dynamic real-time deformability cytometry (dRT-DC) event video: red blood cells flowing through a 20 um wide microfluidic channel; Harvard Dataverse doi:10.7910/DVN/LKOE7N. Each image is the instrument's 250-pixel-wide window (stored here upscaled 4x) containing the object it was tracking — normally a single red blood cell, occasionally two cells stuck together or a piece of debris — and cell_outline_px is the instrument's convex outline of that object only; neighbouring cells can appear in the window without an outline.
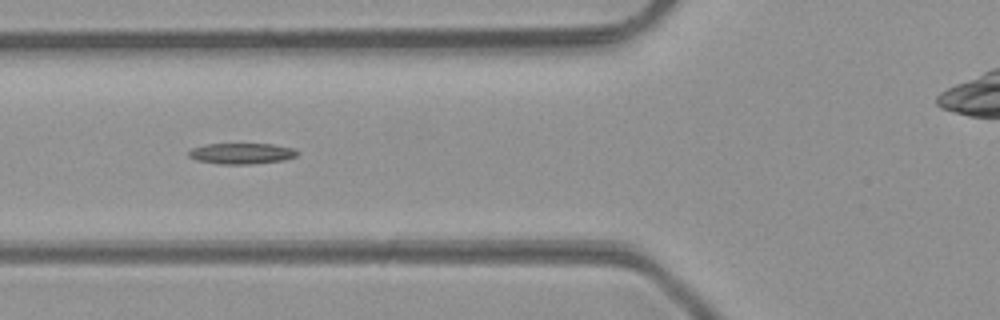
{"species": "common noctule bat (a hibernating species)", "species_latin": "Nyctalus noctula", "temperature_condition": "room temperature", "stored_images_in_passage": 37, "camera_frame_rate_fps": 3000, "um_per_image_px": 0.085, "animal": {"sex": "male", "body_mass_g": 23.1, "forearm_length_mm": 52.7}, "frame": {"image": 1, "passage_image": 6, "time_ms": 1.667, "image_size_px": [1000, 320], "cell_outline_px": [[296, 156], [284, 160], [252, 164], [220, 164], [196, 160], [188, 156], [188, 152], [192, 148], [204, 144], [272, 144], [296, 148]], "centroid_in_image_um": [20.52, 13.04], "position_along_channel_um": 105.3, "area_um2": 13.24}}
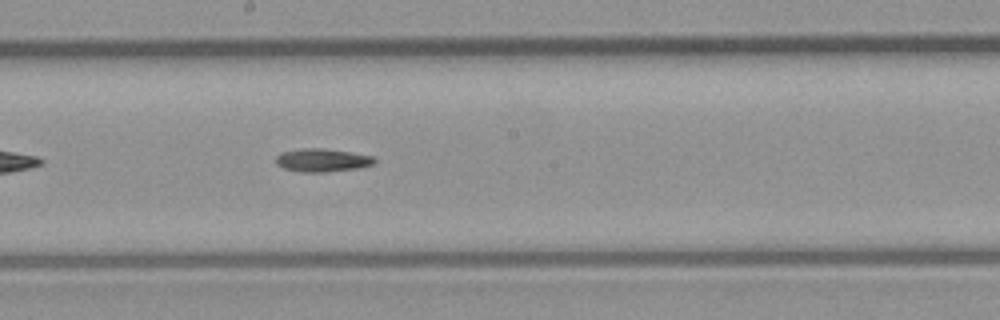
{"frame": {"image": 2, "passage_image": 14, "time_ms": 4.333, "image_size_px": [1000, 320], "cell_outline_px": [[376, 160], [372, 164], [356, 168], [324, 172], [300, 172], [284, 168], [276, 164], [276, 156], [280, 152], [300, 148], [320, 148], [352, 152], [372, 156]], "centroid_in_image_um": [27.33, 13.6], "position_along_channel_um": 220.9, "area_um2": 13.24}}
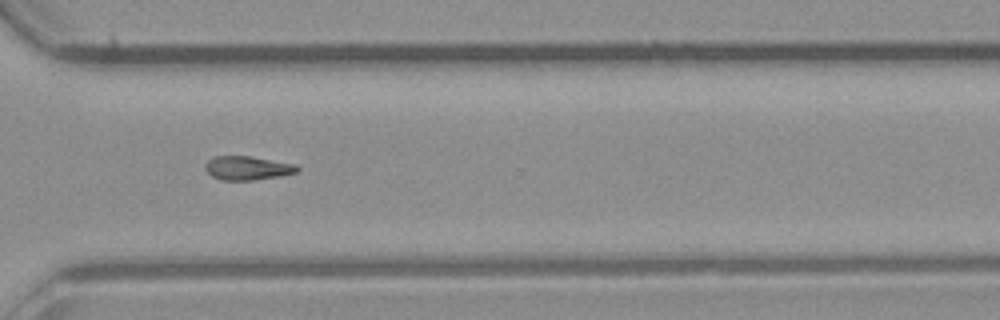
{"frame": {"image": 3, "passage_image": 23, "time_ms": 7.333, "image_size_px": [1000, 320], "cell_outline_px": [[300, 168], [296, 172], [280, 176], [252, 180], [224, 180], [212, 176], [204, 168], [204, 164], [208, 160], [216, 156], [248, 156], [296, 164]], "centroid_in_image_um": [21.02, 14.28], "position_along_channel_um": 349.6, "area_um2": 12.66}}